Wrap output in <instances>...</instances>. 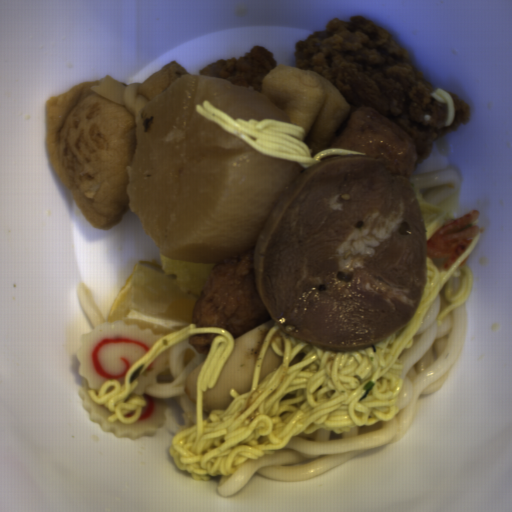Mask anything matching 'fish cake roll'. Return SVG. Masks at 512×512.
Masks as SVG:
<instances>
[{"label": "fish cake roll", "mask_w": 512, "mask_h": 512, "mask_svg": "<svg viewBox=\"0 0 512 512\" xmlns=\"http://www.w3.org/2000/svg\"><path fill=\"white\" fill-rule=\"evenodd\" d=\"M162 338L152 329L128 325L126 320L105 322L81 335L76 350L77 373L80 379L78 391L82 409L89 414L91 422L98 423L103 433H112L119 439L137 441L142 437H156L167 420L169 403L146 393L147 387L156 382L158 374L166 368L169 350L161 351L145 367L137 380L134 395L146 401L140 418L132 424L108 421L112 412L104 405L95 403L87 391H98L106 381H116L122 386L132 364L143 357Z\"/></svg>", "instance_id": "fish-cake-roll-1"}]
</instances>
